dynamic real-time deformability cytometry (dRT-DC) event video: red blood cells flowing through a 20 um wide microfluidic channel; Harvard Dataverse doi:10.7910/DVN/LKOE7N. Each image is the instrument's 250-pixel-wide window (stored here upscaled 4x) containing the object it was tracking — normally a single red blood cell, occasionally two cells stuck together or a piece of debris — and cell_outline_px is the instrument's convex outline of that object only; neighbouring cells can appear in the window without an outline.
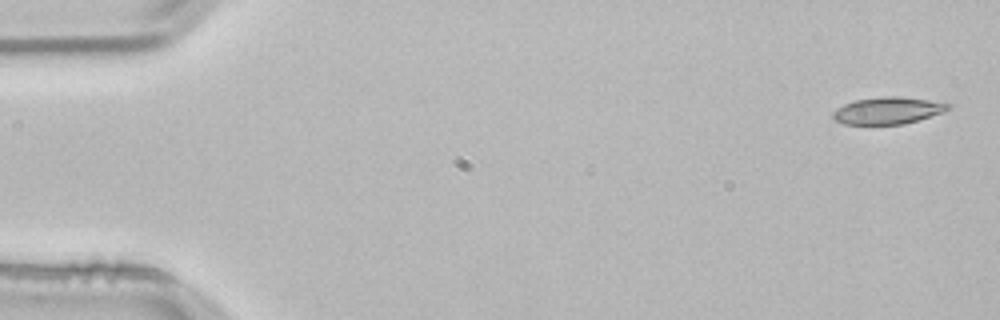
{"species": "common noctule bat (a hibernating species)", "species_latin": "Nyctalus noctula", "temperature_condition": "room temperature", "stored_images_in_passage": 4, "camera_frame_rate_fps": 3000, "um_per_image_px": 0.085, "animal": {"sex": "male", "body_mass_g": 21.5, "forearm_length_mm": 52.0}, "frame": {"image": 1, "passage_image": 1, "time_ms": 0.0, "image_size_px": [1000, 320], "cell_outline_px": [[952, 108], [944, 112], [904, 124], [844, 124], [836, 120], [832, 116], [832, 112], [836, 108], [844, 104], [856, 100], [880, 96], [896, 96], [948, 100], [952, 104]], "centroid_in_image_um": [75.59, 9.36], "position_along_channel_um": 9.4, "area_um2": 18.67}}
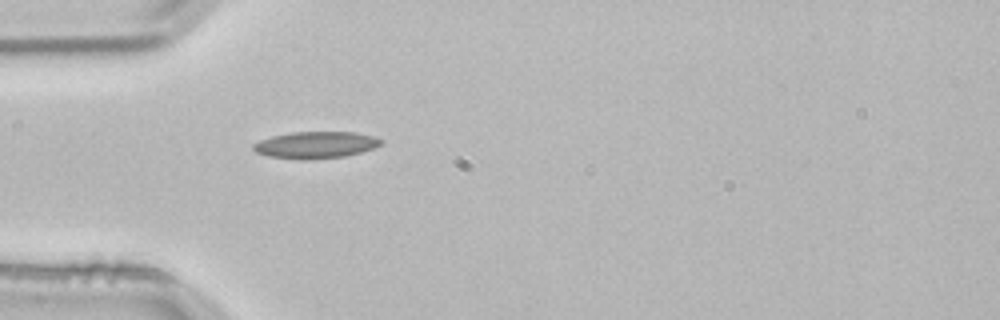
{"frame": {"image": 2, "passage_image": 4, "time_ms": 1.0, "image_size_px": [1000, 320], "cell_outline_px": [[384, 140], [380, 144], [372, 148], [360, 152], [344, 156], [308, 160], [300, 160], [268, 156], [256, 152], [252, 148], [252, 144], [260, 140], [272, 136], [292, 132], [356, 132], [376, 136]], "centroid_in_image_um": [26.82, 12.32], "position_along_channel_um": 58.2, "area_um2": 20.0}}